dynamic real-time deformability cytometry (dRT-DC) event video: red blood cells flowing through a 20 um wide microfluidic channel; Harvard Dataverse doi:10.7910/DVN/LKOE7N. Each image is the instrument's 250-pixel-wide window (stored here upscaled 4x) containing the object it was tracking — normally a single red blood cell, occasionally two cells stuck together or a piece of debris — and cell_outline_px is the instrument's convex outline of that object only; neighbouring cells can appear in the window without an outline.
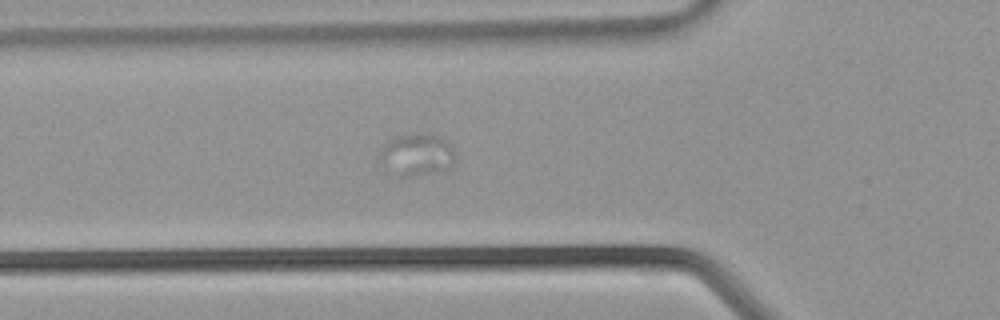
{"species": "common noctule bat (a hibernating species)", "species_latin": "Nyctalus noctula", "temperature_condition": "warm", "stored_images_in_passage": 36, "camera_frame_rate_fps": 3000, "um_per_image_px": 0.085, "animal": {"sex": "male", "body_mass_g": 21.5, "forearm_length_mm": 52.0}, "frame": {"image": 1, "passage_image": 7, "time_ms": 2.0, "image_size_px": [1000, 320], "cell_outline_px": [[456, 164], [452, 168], [440, 172], [408, 176], [400, 176], [384, 168], [376, 160], [376, 156], [384, 144], [388, 140], [396, 136], [420, 132], [424, 132], [440, 136], [456, 152]], "centroid_in_image_um": [35.42, 13.15], "position_along_channel_um": 90.4, "area_um2": 19.36}}
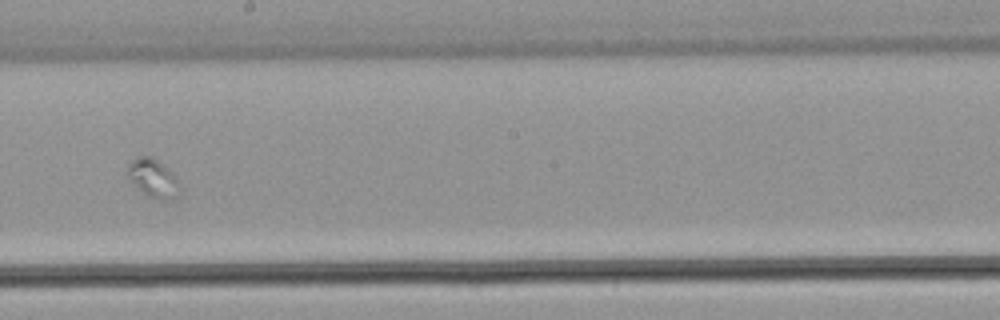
{"frame": {"image": 2, "passage_image": 16, "time_ms": 5.0, "image_size_px": [1000, 320], "cell_outline_px": [[180, 196], [176, 200], [164, 200], [148, 196], [128, 176], [128, 164], [136, 156], [152, 156], [168, 168], [180, 184]], "centroid_in_image_um": [13.08, 15.15], "position_along_channel_um": 235.1, "area_um2": 11.56}}
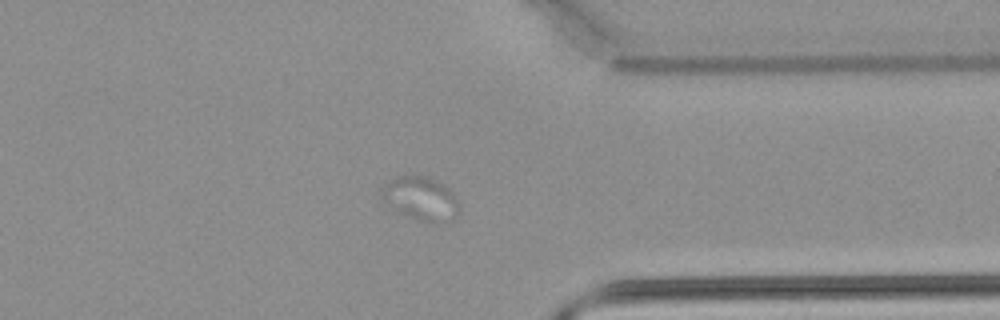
{"frame": {"image": 3, "passage_image": 25, "time_ms": 8.0, "image_size_px": [1000, 320], "cell_outline_px": [[460, 212], [452, 220], [444, 224], [432, 224], [396, 212], [380, 196], [380, 188], [384, 184], [396, 176], [428, 176], [444, 184], [452, 192], [460, 204]], "centroid_in_image_um": [35.79, 16.9], "position_along_channel_um": 375.6, "area_um2": 20.23}}